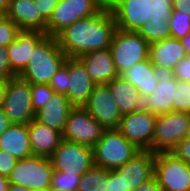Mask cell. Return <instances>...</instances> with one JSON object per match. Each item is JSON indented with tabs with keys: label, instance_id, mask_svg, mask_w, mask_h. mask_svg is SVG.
I'll list each match as a JSON object with an SVG mask.
<instances>
[{
	"label": "cell",
	"instance_id": "29",
	"mask_svg": "<svg viewBox=\"0 0 190 191\" xmlns=\"http://www.w3.org/2000/svg\"><path fill=\"white\" fill-rule=\"evenodd\" d=\"M168 20L171 37L181 40L190 32V16L172 10V14Z\"/></svg>",
	"mask_w": 190,
	"mask_h": 191
},
{
	"label": "cell",
	"instance_id": "5",
	"mask_svg": "<svg viewBox=\"0 0 190 191\" xmlns=\"http://www.w3.org/2000/svg\"><path fill=\"white\" fill-rule=\"evenodd\" d=\"M109 49L116 70L121 75L149 58L150 44L135 31L116 29Z\"/></svg>",
	"mask_w": 190,
	"mask_h": 191
},
{
	"label": "cell",
	"instance_id": "9",
	"mask_svg": "<svg viewBox=\"0 0 190 191\" xmlns=\"http://www.w3.org/2000/svg\"><path fill=\"white\" fill-rule=\"evenodd\" d=\"M3 110L12 124H28L34 120L30 83L18 76L8 79Z\"/></svg>",
	"mask_w": 190,
	"mask_h": 191
},
{
	"label": "cell",
	"instance_id": "31",
	"mask_svg": "<svg viewBox=\"0 0 190 191\" xmlns=\"http://www.w3.org/2000/svg\"><path fill=\"white\" fill-rule=\"evenodd\" d=\"M30 89L32 94V107L35 112L42 108L52 94L55 93L48 84H30Z\"/></svg>",
	"mask_w": 190,
	"mask_h": 191
},
{
	"label": "cell",
	"instance_id": "27",
	"mask_svg": "<svg viewBox=\"0 0 190 191\" xmlns=\"http://www.w3.org/2000/svg\"><path fill=\"white\" fill-rule=\"evenodd\" d=\"M108 169L93 166L81 177L77 191H107Z\"/></svg>",
	"mask_w": 190,
	"mask_h": 191
},
{
	"label": "cell",
	"instance_id": "23",
	"mask_svg": "<svg viewBox=\"0 0 190 191\" xmlns=\"http://www.w3.org/2000/svg\"><path fill=\"white\" fill-rule=\"evenodd\" d=\"M29 140L33 155L50 157L63 140L62 133L35 119L28 123Z\"/></svg>",
	"mask_w": 190,
	"mask_h": 191
},
{
	"label": "cell",
	"instance_id": "41",
	"mask_svg": "<svg viewBox=\"0 0 190 191\" xmlns=\"http://www.w3.org/2000/svg\"><path fill=\"white\" fill-rule=\"evenodd\" d=\"M172 8L184 15L190 16V0H172Z\"/></svg>",
	"mask_w": 190,
	"mask_h": 191
},
{
	"label": "cell",
	"instance_id": "37",
	"mask_svg": "<svg viewBox=\"0 0 190 191\" xmlns=\"http://www.w3.org/2000/svg\"><path fill=\"white\" fill-rule=\"evenodd\" d=\"M60 0H35L41 16L48 22Z\"/></svg>",
	"mask_w": 190,
	"mask_h": 191
},
{
	"label": "cell",
	"instance_id": "10",
	"mask_svg": "<svg viewBox=\"0 0 190 191\" xmlns=\"http://www.w3.org/2000/svg\"><path fill=\"white\" fill-rule=\"evenodd\" d=\"M102 9L99 0H60L47 22V35L56 37L76 21L94 16Z\"/></svg>",
	"mask_w": 190,
	"mask_h": 191
},
{
	"label": "cell",
	"instance_id": "2",
	"mask_svg": "<svg viewBox=\"0 0 190 191\" xmlns=\"http://www.w3.org/2000/svg\"><path fill=\"white\" fill-rule=\"evenodd\" d=\"M116 29L111 10L103 8L96 15L80 19L65 28L56 39L67 57H79L90 51L110 48Z\"/></svg>",
	"mask_w": 190,
	"mask_h": 191
},
{
	"label": "cell",
	"instance_id": "35",
	"mask_svg": "<svg viewBox=\"0 0 190 191\" xmlns=\"http://www.w3.org/2000/svg\"><path fill=\"white\" fill-rule=\"evenodd\" d=\"M17 161L9 152L0 150V176L8 178Z\"/></svg>",
	"mask_w": 190,
	"mask_h": 191
},
{
	"label": "cell",
	"instance_id": "45",
	"mask_svg": "<svg viewBox=\"0 0 190 191\" xmlns=\"http://www.w3.org/2000/svg\"><path fill=\"white\" fill-rule=\"evenodd\" d=\"M9 184L7 177L0 176V191H8Z\"/></svg>",
	"mask_w": 190,
	"mask_h": 191
},
{
	"label": "cell",
	"instance_id": "19",
	"mask_svg": "<svg viewBox=\"0 0 190 191\" xmlns=\"http://www.w3.org/2000/svg\"><path fill=\"white\" fill-rule=\"evenodd\" d=\"M46 35L39 31H21L7 46L11 72L18 76L27 66L36 44Z\"/></svg>",
	"mask_w": 190,
	"mask_h": 191
},
{
	"label": "cell",
	"instance_id": "12",
	"mask_svg": "<svg viewBox=\"0 0 190 191\" xmlns=\"http://www.w3.org/2000/svg\"><path fill=\"white\" fill-rule=\"evenodd\" d=\"M104 130L83 107H74L69 113L62 137L92 148L100 140Z\"/></svg>",
	"mask_w": 190,
	"mask_h": 191
},
{
	"label": "cell",
	"instance_id": "42",
	"mask_svg": "<svg viewBox=\"0 0 190 191\" xmlns=\"http://www.w3.org/2000/svg\"><path fill=\"white\" fill-rule=\"evenodd\" d=\"M12 123L8 119L7 115L5 114L3 108H0V135L6 131Z\"/></svg>",
	"mask_w": 190,
	"mask_h": 191
},
{
	"label": "cell",
	"instance_id": "32",
	"mask_svg": "<svg viewBox=\"0 0 190 191\" xmlns=\"http://www.w3.org/2000/svg\"><path fill=\"white\" fill-rule=\"evenodd\" d=\"M68 76H69V57H67L63 66L51 78L49 86L55 93L66 94L68 91Z\"/></svg>",
	"mask_w": 190,
	"mask_h": 191
},
{
	"label": "cell",
	"instance_id": "16",
	"mask_svg": "<svg viewBox=\"0 0 190 191\" xmlns=\"http://www.w3.org/2000/svg\"><path fill=\"white\" fill-rule=\"evenodd\" d=\"M186 50L180 39L168 37L150 44V62L161 72L171 74L176 65L186 56Z\"/></svg>",
	"mask_w": 190,
	"mask_h": 191
},
{
	"label": "cell",
	"instance_id": "30",
	"mask_svg": "<svg viewBox=\"0 0 190 191\" xmlns=\"http://www.w3.org/2000/svg\"><path fill=\"white\" fill-rule=\"evenodd\" d=\"M173 111L190 114V82L177 80Z\"/></svg>",
	"mask_w": 190,
	"mask_h": 191
},
{
	"label": "cell",
	"instance_id": "17",
	"mask_svg": "<svg viewBox=\"0 0 190 191\" xmlns=\"http://www.w3.org/2000/svg\"><path fill=\"white\" fill-rule=\"evenodd\" d=\"M95 85L82 61L78 57H69L68 91L65 95L70 103L82 107Z\"/></svg>",
	"mask_w": 190,
	"mask_h": 191
},
{
	"label": "cell",
	"instance_id": "14",
	"mask_svg": "<svg viewBox=\"0 0 190 191\" xmlns=\"http://www.w3.org/2000/svg\"><path fill=\"white\" fill-rule=\"evenodd\" d=\"M82 107L105 129H118L122 115L107 84H96Z\"/></svg>",
	"mask_w": 190,
	"mask_h": 191
},
{
	"label": "cell",
	"instance_id": "15",
	"mask_svg": "<svg viewBox=\"0 0 190 191\" xmlns=\"http://www.w3.org/2000/svg\"><path fill=\"white\" fill-rule=\"evenodd\" d=\"M155 153L140 151L124 165L112 169L121 179L122 191H133L154 176Z\"/></svg>",
	"mask_w": 190,
	"mask_h": 191
},
{
	"label": "cell",
	"instance_id": "49",
	"mask_svg": "<svg viewBox=\"0 0 190 191\" xmlns=\"http://www.w3.org/2000/svg\"><path fill=\"white\" fill-rule=\"evenodd\" d=\"M185 138L190 139V122H189V127H188L187 134H186Z\"/></svg>",
	"mask_w": 190,
	"mask_h": 191
},
{
	"label": "cell",
	"instance_id": "50",
	"mask_svg": "<svg viewBox=\"0 0 190 191\" xmlns=\"http://www.w3.org/2000/svg\"><path fill=\"white\" fill-rule=\"evenodd\" d=\"M6 17V15L3 12H0V22Z\"/></svg>",
	"mask_w": 190,
	"mask_h": 191
},
{
	"label": "cell",
	"instance_id": "40",
	"mask_svg": "<svg viewBox=\"0 0 190 191\" xmlns=\"http://www.w3.org/2000/svg\"><path fill=\"white\" fill-rule=\"evenodd\" d=\"M133 191H162V189L160 185L158 184L155 176H153L151 179L140 184Z\"/></svg>",
	"mask_w": 190,
	"mask_h": 191
},
{
	"label": "cell",
	"instance_id": "1",
	"mask_svg": "<svg viewBox=\"0 0 190 191\" xmlns=\"http://www.w3.org/2000/svg\"><path fill=\"white\" fill-rule=\"evenodd\" d=\"M110 10L117 29L135 31L149 44L171 37L172 1L121 0Z\"/></svg>",
	"mask_w": 190,
	"mask_h": 191
},
{
	"label": "cell",
	"instance_id": "8",
	"mask_svg": "<svg viewBox=\"0 0 190 191\" xmlns=\"http://www.w3.org/2000/svg\"><path fill=\"white\" fill-rule=\"evenodd\" d=\"M154 176L162 191H190V165L173 152L155 153Z\"/></svg>",
	"mask_w": 190,
	"mask_h": 191
},
{
	"label": "cell",
	"instance_id": "46",
	"mask_svg": "<svg viewBox=\"0 0 190 191\" xmlns=\"http://www.w3.org/2000/svg\"><path fill=\"white\" fill-rule=\"evenodd\" d=\"M8 191H31V190L21 185L10 183L8 187Z\"/></svg>",
	"mask_w": 190,
	"mask_h": 191
},
{
	"label": "cell",
	"instance_id": "4",
	"mask_svg": "<svg viewBox=\"0 0 190 191\" xmlns=\"http://www.w3.org/2000/svg\"><path fill=\"white\" fill-rule=\"evenodd\" d=\"M92 150L94 166L108 170L124 165L141 151L118 129H105Z\"/></svg>",
	"mask_w": 190,
	"mask_h": 191
},
{
	"label": "cell",
	"instance_id": "28",
	"mask_svg": "<svg viewBox=\"0 0 190 191\" xmlns=\"http://www.w3.org/2000/svg\"><path fill=\"white\" fill-rule=\"evenodd\" d=\"M82 175L65 174L54 170L52 175L51 190L53 191H77Z\"/></svg>",
	"mask_w": 190,
	"mask_h": 191
},
{
	"label": "cell",
	"instance_id": "33",
	"mask_svg": "<svg viewBox=\"0 0 190 191\" xmlns=\"http://www.w3.org/2000/svg\"><path fill=\"white\" fill-rule=\"evenodd\" d=\"M20 32V28L10 18L5 17L0 22V47H7Z\"/></svg>",
	"mask_w": 190,
	"mask_h": 191
},
{
	"label": "cell",
	"instance_id": "43",
	"mask_svg": "<svg viewBox=\"0 0 190 191\" xmlns=\"http://www.w3.org/2000/svg\"><path fill=\"white\" fill-rule=\"evenodd\" d=\"M7 81H0V108L4 106Z\"/></svg>",
	"mask_w": 190,
	"mask_h": 191
},
{
	"label": "cell",
	"instance_id": "47",
	"mask_svg": "<svg viewBox=\"0 0 190 191\" xmlns=\"http://www.w3.org/2000/svg\"><path fill=\"white\" fill-rule=\"evenodd\" d=\"M182 44L185 47L186 53L190 54V32L188 35L181 39Z\"/></svg>",
	"mask_w": 190,
	"mask_h": 191
},
{
	"label": "cell",
	"instance_id": "52",
	"mask_svg": "<svg viewBox=\"0 0 190 191\" xmlns=\"http://www.w3.org/2000/svg\"><path fill=\"white\" fill-rule=\"evenodd\" d=\"M36 191H50V189H39V190H36Z\"/></svg>",
	"mask_w": 190,
	"mask_h": 191
},
{
	"label": "cell",
	"instance_id": "24",
	"mask_svg": "<svg viewBox=\"0 0 190 191\" xmlns=\"http://www.w3.org/2000/svg\"><path fill=\"white\" fill-rule=\"evenodd\" d=\"M107 85L122 116L143 109V98L139 91L122 76L119 75Z\"/></svg>",
	"mask_w": 190,
	"mask_h": 191
},
{
	"label": "cell",
	"instance_id": "6",
	"mask_svg": "<svg viewBox=\"0 0 190 191\" xmlns=\"http://www.w3.org/2000/svg\"><path fill=\"white\" fill-rule=\"evenodd\" d=\"M54 167L48 157L32 155L18 160L8 176L9 183L29 190L51 189Z\"/></svg>",
	"mask_w": 190,
	"mask_h": 191
},
{
	"label": "cell",
	"instance_id": "51",
	"mask_svg": "<svg viewBox=\"0 0 190 191\" xmlns=\"http://www.w3.org/2000/svg\"><path fill=\"white\" fill-rule=\"evenodd\" d=\"M154 1H172V0H150L151 3H153Z\"/></svg>",
	"mask_w": 190,
	"mask_h": 191
},
{
	"label": "cell",
	"instance_id": "7",
	"mask_svg": "<svg viewBox=\"0 0 190 191\" xmlns=\"http://www.w3.org/2000/svg\"><path fill=\"white\" fill-rule=\"evenodd\" d=\"M190 114L171 111L157 115L150 151L171 152L187 134Z\"/></svg>",
	"mask_w": 190,
	"mask_h": 191
},
{
	"label": "cell",
	"instance_id": "39",
	"mask_svg": "<svg viewBox=\"0 0 190 191\" xmlns=\"http://www.w3.org/2000/svg\"><path fill=\"white\" fill-rule=\"evenodd\" d=\"M107 191H122L121 179L112 170H108Z\"/></svg>",
	"mask_w": 190,
	"mask_h": 191
},
{
	"label": "cell",
	"instance_id": "3",
	"mask_svg": "<svg viewBox=\"0 0 190 191\" xmlns=\"http://www.w3.org/2000/svg\"><path fill=\"white\" fill-rule=\"evenodd\" d=\"M66 59L56 37L45 35L36 44L27 66L18 77L30 84H49Z\"/></svg>",
	"mask_w": 190,
	"mask_h": 191
},
{
	"label": "cell",
	"instance_id": "20",
	"mask_svg": "<svg viewBox=\"0 0 190 191\" xmlns=\"http://www.w3.org/2000/svg\"><path fill=\"white\" fill-rule=\"evenodd\" d=\"M177 79L172 74L162 73L153 93L143 98V109L155 115L173 111Z\"/></svg>",
	"mask_w": 190,
	"mask_h": 191
},
{
	"label": "cell",
	"instance_id": "38",
	"mask_svg": "<svg viewBox=\"0 0 190 191\" xmlns=\"http://www.w3.org/2000/svg\"><path fill=\"white\" fill-rule=\"evenodd\" d=\"M171 152L190 165V139L184 138Z\"/></svg>",
	"mask_w": 190,
	"mask_h": 191
},
{
	"label": "cell",
	"instance_id": "11",
	"mask_svg": "<svg viewBox=\"0 0 190 191\" xmlns=\"http://www.w3.org/2000/svg\"><path fill=\"white\" fill-rule=\"evenodd\" d=\"M49 159L54 170L71 175H83L94 166L91 147L64 139Z\"/></svg>",
	"mask_w": 190,
	"mask_h": 191
},
{
	"label": "cell",
	"instance_id": "36",
	"mask_svg": "<svg viewBox=\"0 0 190 191\" xmlns=\"http://www.w3.org/2000/svg\"><path fill=\"white\" fill-rule=\"evenodd\" d=\"M7 47H0V79L8 80L15 77L11 72Z\"/></svg>",
	"mask_w": 190,
	"mask_h": 191
},
{
	"label": "cell",
	"instance_id": "26",
	"mask_svg": "<svg viewBox=\"0 0 190 191\" xmlns=\"http://www.w3.org/2000/svg\"><path fill=\"white\" fill-rule=\"evenodd\" d=\"M0 150L9 152L17 160L33 155L28 124H12L0 135Z\"/></svg>",
	"mask_w": 190,
	"mask_h": 191
},
{
	"label": "cell",
	"instance_id": "18",
	"mask_svg": "<svg viewBox=\"0 0 190 191\" xmlns=\"http://www.w3.org/2000/svg\"><path fill=\"white\" fill-rule=\"evenodd\" d=\"M6 17L21 31H39L47 35V21L41 16L34 0H10Z\"/></svg>",
	"mask_w": 190,
	"mask_h": 191
},
{
	"label": "cell",
	"instance_id": "22",
	"mask_svg": "<svg viewBox=\"0 0 190 191\" xmlns=\"http://www.w3.org/2000/svg\"><path fill=\"white\" fill-rule=\"evenodd\" d=\"M96 84H107L119 73L114 65L110 49L90 51L78 57Z\"/></svg>",
	"mask_w": 190,
	"mask_h": 191
},
{
	"label": "cell",
	"instance_id": "13",
	"mask_svg": "<svg viewBox=\"0 0 190 191\" xmlns=\"http://www.w3.org/2000/svg\"><path fill=\"white\" fill-rule=\"evenodd\" d=\"M157 115L141 109L123 115L118 130L141 151H150Z\"/></svg>",
	"mask_w": 190,
	"mask_h": 191
},
{
	"label": "cell",
	"instance_id": "44",
	"mask_svg": "<svg viewBox=\"0 0 190 191\" xmlns=\"http://www.w3.org/2000/svg\"><path fill=\"white\" fill-rule=\"evenodd\" d=\"M103 8L111 9L115 4L121 0H99Z\"/></svg>",
	"mask_w": 190,
	"mask_h": 191
},
{
	"label": "cell",
	"instance_id": "21",
	"mask_svg": "<svg viewBox=\"0 0 190 191\" xmlns=\"http://www.w3.org/2000/svg\"><path fill=\"white\" fill-rule=\"evenodd\" d=\"M73 108L65 94L53 93L44 106L35 112V120L63 133Z\"/></svg>",
	"mask_w": 190,
	"mask_h": 191
},
{
	"label": "cell",
	"instance_id": "25",
	"mask_svg": "<svg viewBox=\"0 0 190 191\" xmlns=\"http://www.w3.org/2000/svg\"><path fill=\"white\" fill-rule=\"evenodd\" d=\"M162 73L146 59L140 63L133 65L130 69L124 71L122 76L126 81L132 83L142 98L153 93L156 88L160 75Z\"/></svg>",
	"mask_w": 190,
	"mask_h": 191
},
{
	"label": "cell",
	"instance_id": "34",
	"mask_svg": "<svg viewBox=\"0 0 190 191\" xmlns=\"http://www.w3.org/2000/svg\"><path fill=\"white\" fill-rule=\"evenodd\" d=\"M171 74L179 81L190 82V54H186Z\"/></svg>",
	"mask_w": 190,
	"mask_h": 191
},
{
	"label": "cell",
	"instance_id": "48",
	"mask_svg": "<svg viewBox=\"0 0 190 191\" xmlns=\"http://www.w3.org/2000/svg\"><path fill=\"white\" fill-rule=\"evenodd\" d=\"M10 0H0V12H3L5 15L9 7Z\"/></svg>",
	"mask_w": 190,
	"mask_h": 191
}]
</instances>
